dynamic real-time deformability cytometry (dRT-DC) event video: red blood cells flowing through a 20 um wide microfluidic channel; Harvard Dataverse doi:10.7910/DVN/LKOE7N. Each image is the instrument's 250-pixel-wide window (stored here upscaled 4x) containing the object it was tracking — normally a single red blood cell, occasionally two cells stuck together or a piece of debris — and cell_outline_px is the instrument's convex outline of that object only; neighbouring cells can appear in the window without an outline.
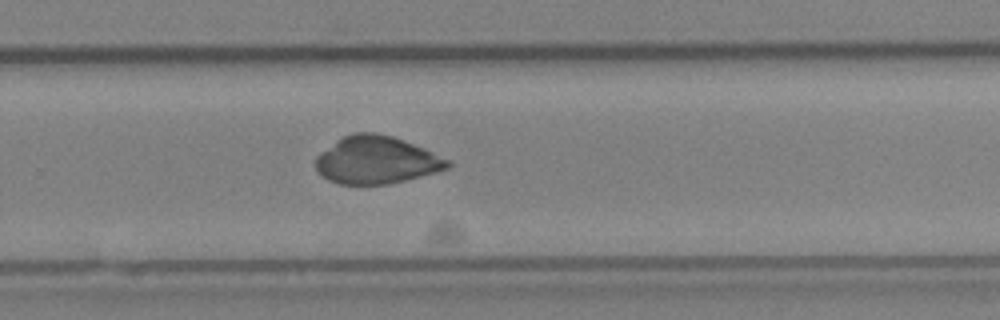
{"species": "Egyptian fruit bat (a non-hibernating species)", "species_latin": "Rousettus aegyptiacus", "temperature_condition": "cold", "stored_images_in_passage": 29, "camera_frame_rate_fps": 3000, "um_per_image_px": 0.085, "animal": {"sex": "female"}, "frame": {"image": 1, "passage_image": 18, "time_ms": 5.667, "image_size_px": [1000, 320], "cell_outline_px": [[452, 164], [448, 168], [436, 172], [388, 184], [340, 184], [328, 180], [316, 168], [316, 156], [320, 152], [336, 140], [352, 132], [376, 132], [392, 136], [424, 148], [452, 160]], "centroid_in_image_um": [32.01, 13.59], "position_along_channel_um": 297.8, "area_um2": 36.53}}
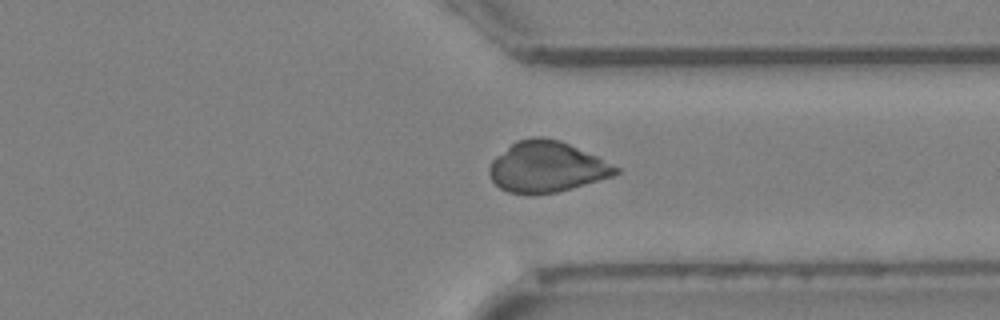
{"frame": {"image": 2, "passage_image": 23, "time_ms": 7.333, "image_size_px": [1000, 320], "cell_outline_px": [[620, 172], [612, 176], [572, 188], [556, 192], [508, 192], [500, 188], [492, 180], [488, 172], [488, 168], [492, 160], [496, 156], [516, 140], [532, 136], [540, 136], [560, 140], [596, 156], [620, 168]], "centroid_in_image_um": [46.45, 14.15], "position_along_channel_um": 364.9, "area_um2": 36.88}}
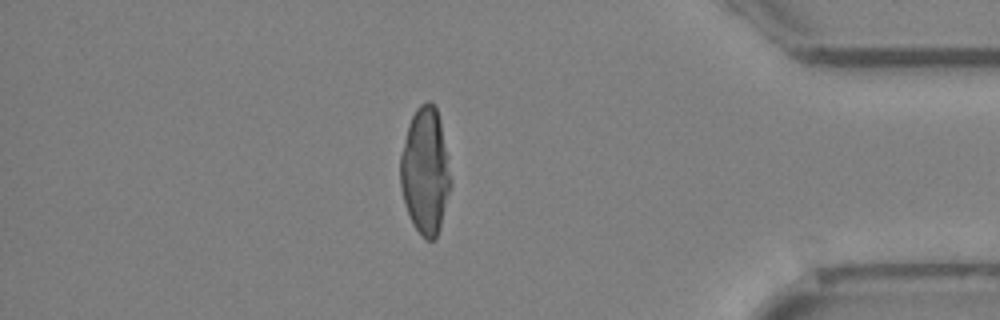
{"frame": {"image": 3, "passage_image": 28, "time_ms": 9.0, "image_size_px": [1000, 320], "cell_outline_px": [[452, 184], [440, 228], [436, 236], [432, 240], [424, 240], [412, 224], [404, 204], [400, 188], [400, 156], [408, 124], [416, 108], [420, 104], [428, 100], [432, 100], [436, 108], [440, 120], [452, 180]], "centroid_in_image_um": [36.14, 14.55], "position_along_channel_um": 399.1, "area_um2": 37.51}}